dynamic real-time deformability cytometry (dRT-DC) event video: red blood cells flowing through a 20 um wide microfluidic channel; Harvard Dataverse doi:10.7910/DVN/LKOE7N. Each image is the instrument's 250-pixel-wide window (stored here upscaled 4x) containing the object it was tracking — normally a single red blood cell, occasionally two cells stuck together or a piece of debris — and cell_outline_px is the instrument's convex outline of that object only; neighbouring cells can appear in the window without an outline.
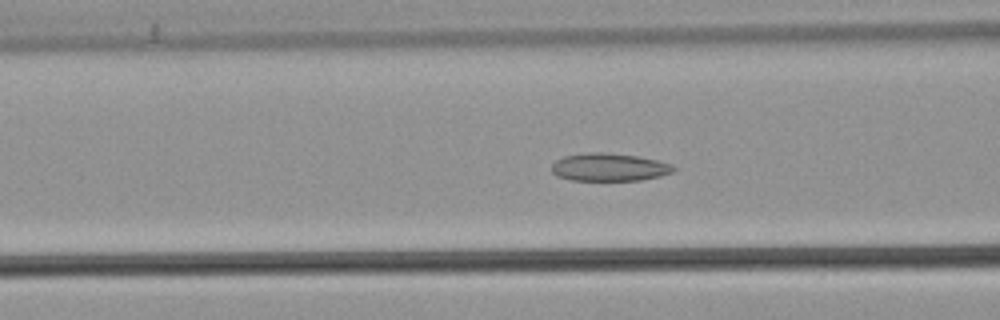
{"species": "common noctule bat (a hibernating species)", "species_latin": "Nyctalus noctula", "temperature_condition": "warm", "stored_images_in_passage": 46, "camera_frame_rate_fps": 3000, "um_per_image_px": 0.085, "animal": {"sex": "male", "body_mass_g": 21.5, "forearm_length_mm": 52.0}, "frame": {"image": 1, "passage_image": 13, "time_ms": 4.0, "image_size_px": [1000, 320], "cell_outline_px": [[676, 168], [672, 172], [660, 176], [640, 180], [572, 180], [556, 176], [552, 172], [552, 164], [556, 160], [564, 156], [588, 152], [604, 152], [636, 156], [656, 160], [672, 164]], "centroid_in_image_um": [51.76, 14.21], "position_along_channel_um": 114.8, "area_um2": 19.71}}
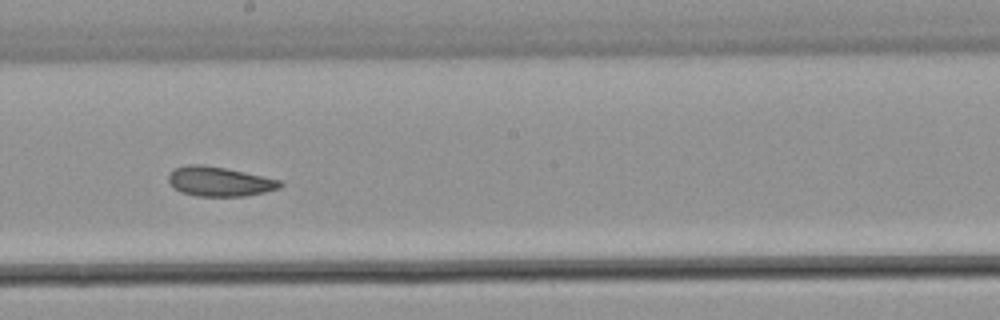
{"frame": {"image": 2, "passage_image": 22, "time_ms": 7.0, "image_size_px": [1000, 320], "cell_outline_px": [[284, 184], [280, 188], [264, 192], [244, 196], [196, 196], [180, 192], [168, 180], [168, 176], [176, 168], [188, 164], [204, 164], [244, 172], [280, 180]], "centroid_in_image_um": [18.66, 15.43], "position_along_channel_um": 229.5, "area_um2": 19.02}}
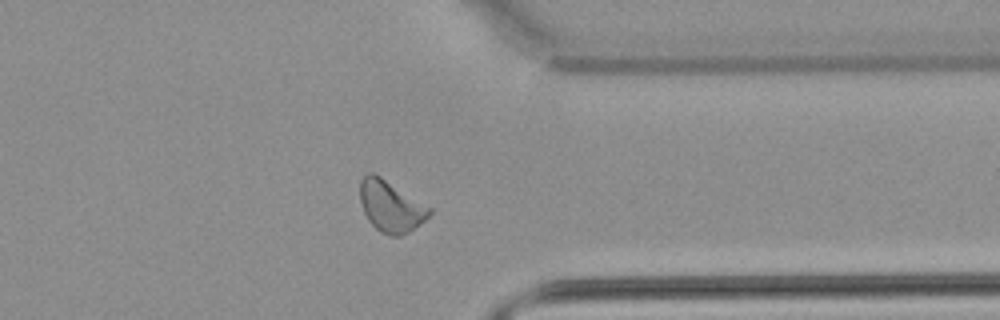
{"frame": {"image": 3, "passage_image": 34, "time_ms": 11.0, "image_size_px": [1000, 320], "cell_outline_px": [[432, 212], [424, 220], [408, 232], [400, 236], [392, 236], [380, 232], [368, 220], [364, 212], [360, 200], [360, 180], [368, 172], [372, 172], [380, 176], [432, 208]], "centroid_in_image_um": [33.2, 17.53], "position_along_channel_um": 378.2, "area_um2": 20.52}, "authors_computed_cell_mechanics": {"area_um2": 19.8254, "velocity_mm_per_s": 3.827, "shape_relaxation_time_tau1_ms": null, "shape_relaxation_time_tau2_ms": 3.522, "deformation_change_tau1": null, "deformation_change_tau2": 0.1}}